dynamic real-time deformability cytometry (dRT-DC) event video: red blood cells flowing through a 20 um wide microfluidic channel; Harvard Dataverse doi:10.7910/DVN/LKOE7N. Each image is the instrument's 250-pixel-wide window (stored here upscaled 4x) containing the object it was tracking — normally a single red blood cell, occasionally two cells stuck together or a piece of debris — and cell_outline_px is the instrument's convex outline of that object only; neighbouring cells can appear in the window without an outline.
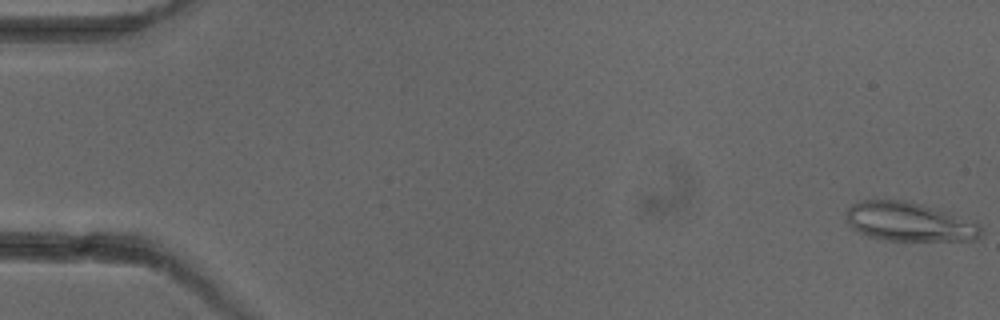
{"species": "common noctule bat (a hibernating species)", "species_latin": "Nyctalus noctula", "temperature_condition": "cold", "stored_images_in_passage": 4, "camera_frame_rate_fps": 3000, "um_per_image_px": 0.085, "animal": {"sex": "female"}, "frame": {"image": 1, "passage_image": 1, "time_ms": 0.0, "image_size_px": [1000, 320], "cell_outline_px": [[980, 236], [976, 240], [884, 240], [868, 236], [852, 228], [844, 220], [844, 212], [852, 204], [860, 200], [904, 200], [920, 204], [976, 220], [980, 224]], "centroid_in_image_um": [77.25, 18.84], "position_along_channel_um": 7.7, "area_um2": 30.87}}